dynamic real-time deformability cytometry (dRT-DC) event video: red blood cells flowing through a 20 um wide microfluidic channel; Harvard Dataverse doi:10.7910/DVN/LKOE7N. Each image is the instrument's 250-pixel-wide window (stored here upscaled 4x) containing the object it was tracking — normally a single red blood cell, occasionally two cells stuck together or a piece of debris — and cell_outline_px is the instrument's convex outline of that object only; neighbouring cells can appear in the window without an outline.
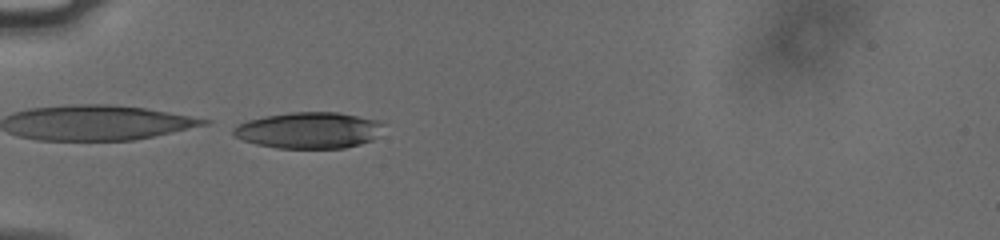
{"species": "human", "species_latin": "Homo sapiens", "temperature_condition": "cold", "stored_images_in_passage": 9, "camera_frame_rate_fps": 3000, "um_per_image_px": 0.085, "donor": {"sex": "male"}, "frame": {"image": 1, "passage_image": 8, "time_ms": 2.333, "image_size_px": [1000, 240], "cell_outline_px": [[380, 124], [376, 136], [372, 140], [360, 144], [344, 148], [276, 148], [256, 144], [232, 136], [232, 128], [248, 120], [268, 116], [292, 112], [340, 112], [376, 120]], "centroid_in_image_um": [26.19, 11.08], "position_along_channel_um": 58.8, "area_um2": 31.33}}